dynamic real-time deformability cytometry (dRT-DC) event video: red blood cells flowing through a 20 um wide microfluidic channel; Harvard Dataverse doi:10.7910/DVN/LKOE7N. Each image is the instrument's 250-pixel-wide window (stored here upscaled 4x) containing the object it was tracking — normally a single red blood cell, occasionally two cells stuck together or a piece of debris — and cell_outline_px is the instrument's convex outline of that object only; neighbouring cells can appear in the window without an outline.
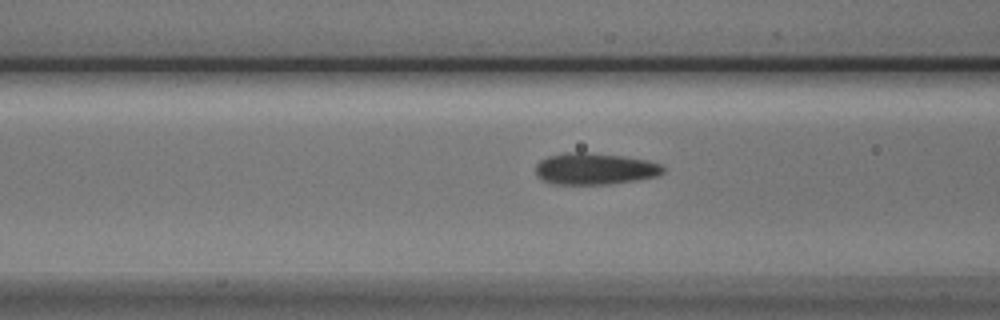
{"species": "Egyptian fruit bat (a non-hibernating species)", "species_latin": "Rousettus aegyptiacus", "temperature_condition": "cold", "stored_images_in_passage": 6, "camera_frame_rate_fps": 3000, "um_per_image_px": 0.085, "animal": {"sex": "male"}, "frame": {"image": 1, "passage_image": 4, "time_ms": 1.0, "image_size_px": [1000, 320], "cell_outline_px": [[664, 172], [656, 176], [636, 180], [612, 184], [552, 184], [540, 180], [536, 176], [536, 164], [540, 160], [548, 156], [564, 152], [584, 152], [620, 156], [648, 160], [660, 164], [664, 168]], "centroid_in_image_um": [50.51, 14.35], "position_along_channel_um": 116.1, "area_um2": 23.58}}